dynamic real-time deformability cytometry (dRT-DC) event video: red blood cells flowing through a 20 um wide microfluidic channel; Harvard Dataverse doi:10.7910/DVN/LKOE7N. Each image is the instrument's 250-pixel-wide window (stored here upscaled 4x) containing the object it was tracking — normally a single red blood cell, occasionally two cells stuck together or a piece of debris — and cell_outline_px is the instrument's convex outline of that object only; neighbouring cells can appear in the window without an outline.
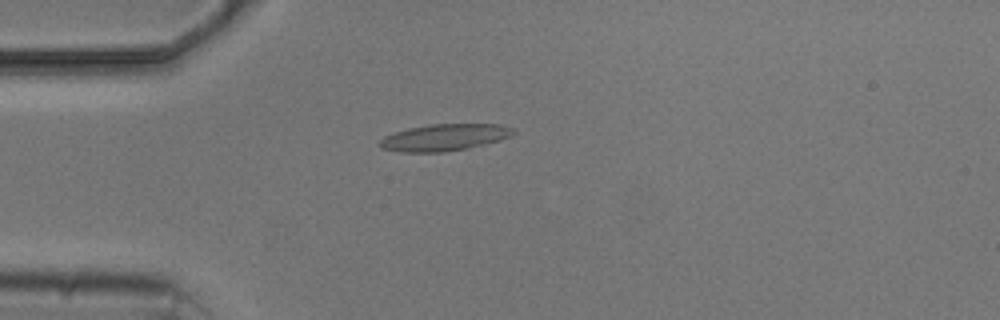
{"species": "common noctule bat (a hibernating species)", "species_latin": "Nyctalus noctula", "temperature_condition": "cold", "stored_images_in_passage": 4, "camera_frame_rate_fps": 3000, "um_per_image_px": 0.085, "animal": {"sex": "male", "body_mass_g": 20.5, "forearm_length_mm": 52.5}, "frame": {"image": 1, "passage_image": 4, "time_ms": 4.333, "image_size_px": [1000, 320], "cell_outline_px": [[516, 132], [500, 140], [484, 144], [444, 152], [400, 152], [380, 148], [376, 144], [384, 136], [392, 132], [408, 128], [432, 124], [500, 124], [516, 128]], "centroid_in_image_um": [37.72, 11.67], "position_along_channel_um": 47.3, "area_um2": 20.92}}